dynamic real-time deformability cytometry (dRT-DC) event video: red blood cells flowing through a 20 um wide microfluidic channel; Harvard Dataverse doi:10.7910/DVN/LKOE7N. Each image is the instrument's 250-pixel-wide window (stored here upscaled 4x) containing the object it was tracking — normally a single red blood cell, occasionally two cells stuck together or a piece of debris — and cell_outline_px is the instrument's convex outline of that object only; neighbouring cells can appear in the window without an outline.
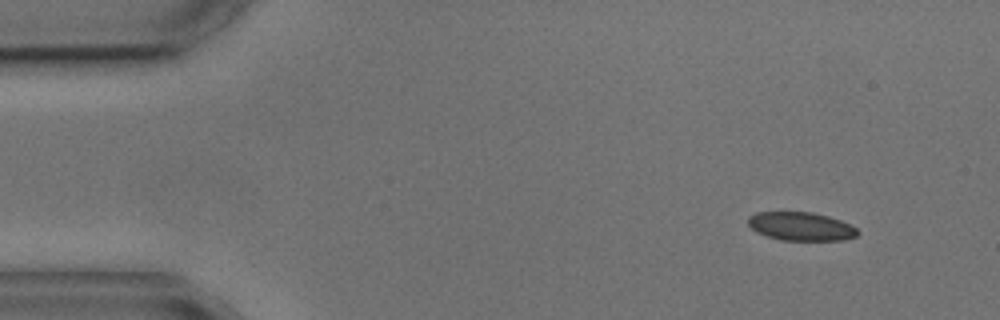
{"species": "common noctule bat (a hibernating species)", "species_latin": "Nyctalus noctula", "temperature_condition": "cold", "stored_images_in_passage": 5, "camera_frame_rate_fps": 3000, "um_per_image_px": 0.085, "animal": {"sex": "male", "body_mass_g": 17.9, "forearm_length_mm": 54.2}, "frame": {"image": 1, "passage_image": 1, "time_ms": 0.0, "image_size_px": [1000, 320], "cell_outline_px": [[860, 232], [856, 236], [844, 240], [780, 240], [756, 232], [748, 224], [748, 216], [756, 212], [812, 212], [828, 216], [840, 220], [856, 228]], "centroid_in_image_um": [68.07, 19.24], "position_along_channel_um": 16.9, "area_um2": 18.15}}
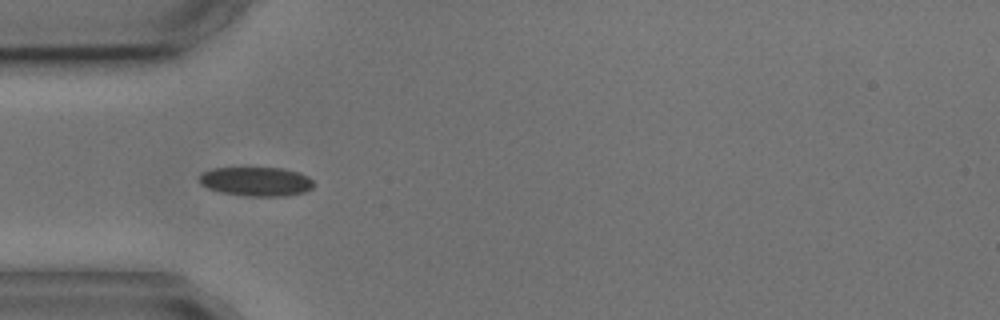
{"frame": {"image": 2, "passage_image": 4, "time_ms": 3.667, "image_size_px": [1000, 320], "cell_outline_px": [[316, 184], [312, 188], [304, 192], [288, 196], [248, 196], [220, 192], [208, 188], [200, 184], [200, 176], [204, 172], [212, 168], [284, 168], [300, 172], [308, 176]], "centroid_in_image_um": [21.83, 15.43], "position_along_channel_um": 63.2, "area_um2": 19.54}}